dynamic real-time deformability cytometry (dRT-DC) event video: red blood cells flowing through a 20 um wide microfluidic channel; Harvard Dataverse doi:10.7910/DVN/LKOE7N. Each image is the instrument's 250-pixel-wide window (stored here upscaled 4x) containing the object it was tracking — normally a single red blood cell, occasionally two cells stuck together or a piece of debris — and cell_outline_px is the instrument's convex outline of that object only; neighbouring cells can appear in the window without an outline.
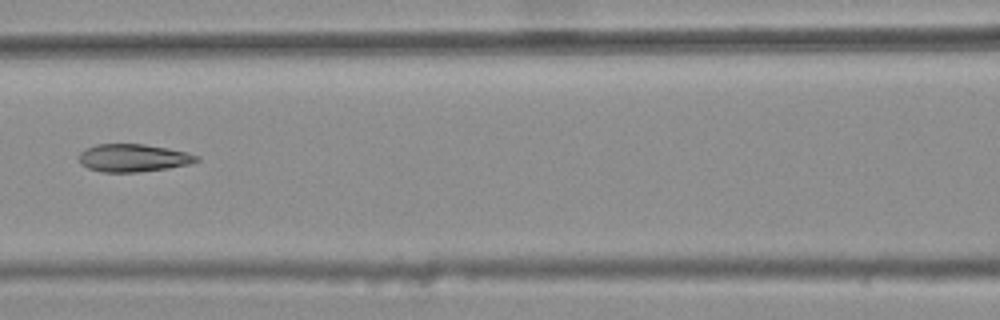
{"species": "common noctule bat (a hibernating species)", "species_latin": "Nyctalus noctula", "temperature_condition": "warm", "stored_images_in_passage": 6, "camera_frame_rate_fps": 3000, "um_per_image_px": 0.085, "animal": {"sex": "female", "body_mass_g": 25.1}, "frame": {"image": 1, "passage_image": 5, "time_ms": 1.333, "image_size_px": [1000, 320], "cell_outline_px": [[200, 160], [188, 164], [168, 168], [136, 172], [104, 172], [88, 168], [80, 164], [80, 152], [96, 144], [144, 144], [168, 148], [200, 156]], "centroid_in_image_um": [11.33, 13.42], "position_along_channel_um": 155.3, "area_um2": 18.84}}
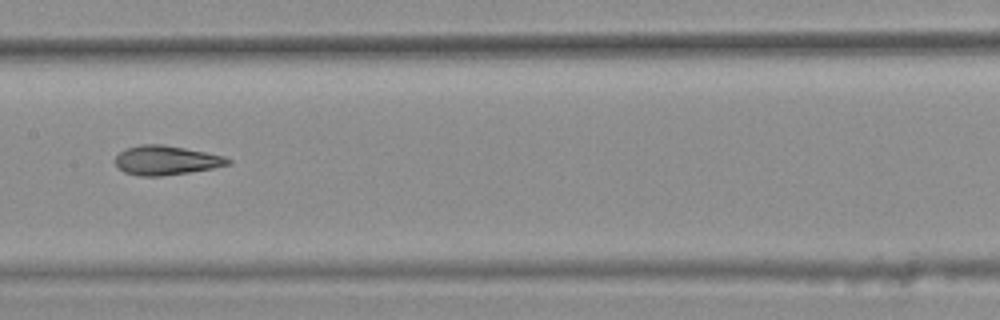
{"frame": {"image": 2, "passage_image": 6, "time_ms": 1.667, "image_size_px": [1000, 320], "cell_outline_px": [[232, 164], [212, 168], [188, 172], [160, 176], [136, 176], [124, 172], [116, 164], [116, 156], [120, 152], [128, 148], [140, 144], [164, 144], [224, 156], [232, 160]], "centroid_in_image_um": [14.13, 13.62], "position_along_channel_um": 193.3, "area_um2": 19.07}}